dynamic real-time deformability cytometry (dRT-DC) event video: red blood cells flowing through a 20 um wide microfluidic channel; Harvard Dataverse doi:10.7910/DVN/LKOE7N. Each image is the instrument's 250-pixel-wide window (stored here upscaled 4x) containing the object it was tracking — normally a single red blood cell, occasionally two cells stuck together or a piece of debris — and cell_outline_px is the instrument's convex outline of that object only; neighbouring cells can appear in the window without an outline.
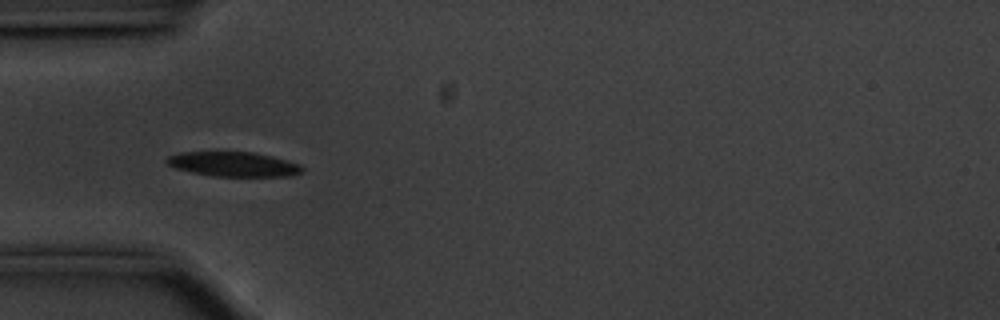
{"species": "common noctule bat (a hibernating species)", "species_latin": "Nyctalus noctula", "temperature_condition": "cold", "stored_images_in_passage": 40, "camera_frame_rate_fps": 3000, "um_per_image_px": 0.085, "animal": {"sex": "male", "body_mass_g": 20.1, "forearm_length_mm": 53.5}, "frame": {"image": 1, "passage_image": 1, "time_ms": 0.0, "image_size_px": [1000, 320], "cell_outline_px": [[304, 168], [300, 172], [288, 176], [212, 176], [192, 172], [176, 168], [168, 164], [164, 160], [168, 156], [180, 152], [252, 152], [272, 156], [300, 164]], "centroid_in_image_um": [19.82, 13.95], "position_along_channel_um": 65.2, "area_um2": 19.31}}
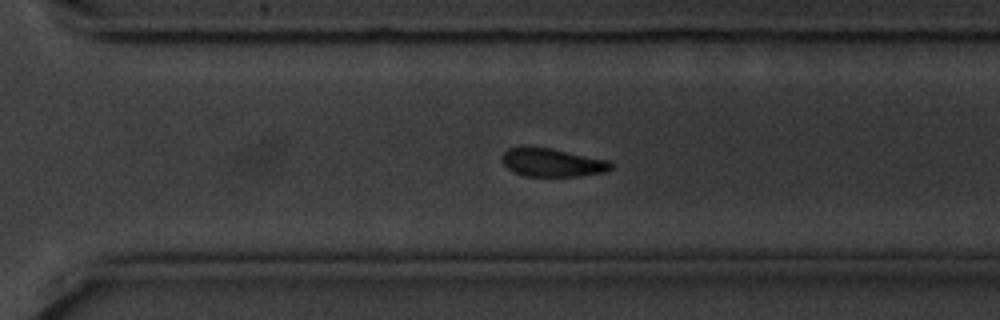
{"frame": {"image": 2, "passage_image": 23, "time_ms": 7.333, "image_size_px": [1000, 320], "cell_outline_px": [[612, 168], [604, 172], [576, 176], [524, 176], [512, 172], [504, 164], [504, 152], [508, 148], [524, 144], [552, 148], [612, 160]], "centroid_in_image_um": [46.94, 13.78], "position_along_channel_um": 323.7, "area_um2": 18.44}}
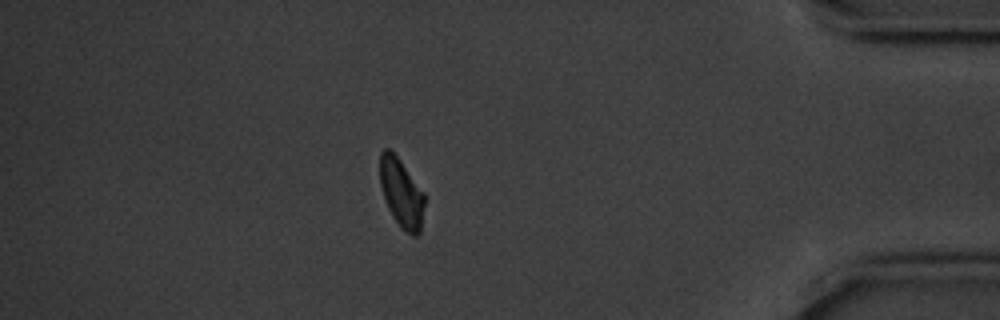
{"frame": {"image": 3, "passage_image": 33, "time_ms": 10.667, "image_size_px": [1000, 320], "cell_outline_px": [[424, 204], [420, 232], [416, 236], [412, 236], [400, 228], [384, 196], [380, 184], [380, 152], [384, 148], [388, 148], [400, 160], [424, 192]], "centroid_in_image_um": [34.13, 16.4], "position_along_channel_um": 401.1, "area_um2": 17.51}, "authors_computed_cell_mechanics": {"area_um2": 18.9584, "velocity_mm_per_s": 3.526, "shape_relaxation_time_tau1_ms": 2.1832, "shape_relaxation_time_tau2_ms": 10.3363, "deformation_change_tau1": 0.1085, "deformation_change_tau2": 0.1605}}